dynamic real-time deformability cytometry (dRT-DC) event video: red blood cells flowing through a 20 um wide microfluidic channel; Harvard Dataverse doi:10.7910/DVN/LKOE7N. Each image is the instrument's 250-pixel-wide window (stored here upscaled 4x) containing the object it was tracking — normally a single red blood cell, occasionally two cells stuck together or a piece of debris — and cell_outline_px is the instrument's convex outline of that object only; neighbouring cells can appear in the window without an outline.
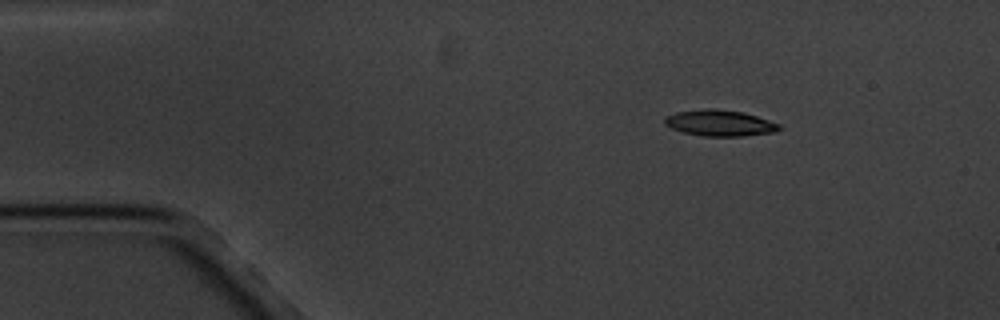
{"species": "common noctule bat (a hibernating species)", "species_latin": "Nyctalus noctula", "temperature_condition": "cold", "stored_images_in_passage": 5, "camera_frame_rate_fps": 3000, "um_per_image_px": 0.085, "animal": {"sex": "male", "body_mass_g": 20.1, "forearm_length_mm": 53.5}, "frame": {"image": 1, "passage_image": 3, "time_ms": 2.333, "image_size_px": [1000, 320], "cell_outline_px": [[784, 128], [776, 132], [744, 136], [700, 136], [684, 132], [672, 128], [664, 124], [664, 120], [668, 116], [676, 112], [708, 108], [712, 108], [744, 112], [780, 124]], "centroid_in_image_um": [61.23, 10.46], "position_along_channel_um": 23.8, "area_um2": 17.46}}